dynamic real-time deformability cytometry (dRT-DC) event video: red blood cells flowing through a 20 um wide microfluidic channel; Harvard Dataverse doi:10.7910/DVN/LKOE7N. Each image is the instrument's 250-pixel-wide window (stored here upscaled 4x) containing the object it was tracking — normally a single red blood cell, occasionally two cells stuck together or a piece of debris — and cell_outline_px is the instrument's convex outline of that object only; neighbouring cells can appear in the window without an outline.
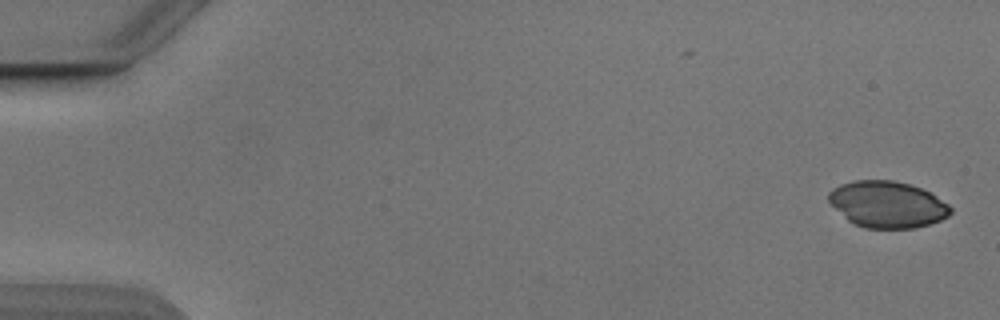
{"species": "Egyptian fruit bat (a non-hibernating species)", "species_latin": "Rousettus aegyptiacus", "temperature_condition": "cold", "stored_images_in_passage": 52, "camera_frame_rate_fps": 3000, "um_per_image_px": 0.085, "animal": {"sex": "male"}, "frame": {"image": 1, "passage_image": 1, "time_ms": 0.0, "image_size_px": [1000, 320], "cell_outline_px": [[952, 212], [948, 216], [940, 220], [916, 228], [864, 228], [848, 220], [828, 200], [828, 192], [832, 188], [840, 184], [852, 180], [892, 180], [908, 184], [920, 188], [936, 196], [948, 204], [952, 208]], "centroid_in_image_um": [75.42, 17.37], "position_along_channel_um": 9.6, "area_um2": 32.83}}